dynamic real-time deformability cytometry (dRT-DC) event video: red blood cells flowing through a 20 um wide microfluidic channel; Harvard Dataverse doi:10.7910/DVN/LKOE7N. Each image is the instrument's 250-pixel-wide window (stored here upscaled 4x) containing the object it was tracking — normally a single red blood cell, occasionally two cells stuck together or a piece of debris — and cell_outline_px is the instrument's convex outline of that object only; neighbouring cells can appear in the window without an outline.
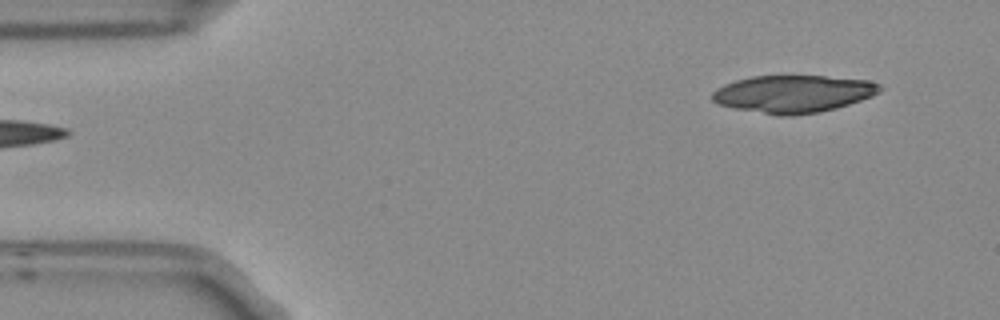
{"species": "Egyptian fruit bat (a non-hibernating species)", "species_latin": "Rousettus aegyptiacus", "temperature_condition": "room temperature", "stored_images_in_passage": 5, "segment_of_instrument_passage": [2, 2], "camera_frame_rate_fps": 3000, "um_per_image_px": 0.085, "frame": {"image": 1, "passage_image": 5, "time_ms": 1.333, "image_size_px": [1000, 320], "cell_outline_px": [[884, 88], [880, 92], [872, 96], [836, 108], [820, 112], [792, 116], [780, 116], [736, 108], [716, 104], [712, 100], [712, 92], [716, 88], [724, 84], [736, 80], [752, 76], [824, 76], [868, 80], [880, 84]], "centroid_in_image_um": [67.43, 7.98], "position_along_channel_um": 17.6, "area_um2": 36.65}}